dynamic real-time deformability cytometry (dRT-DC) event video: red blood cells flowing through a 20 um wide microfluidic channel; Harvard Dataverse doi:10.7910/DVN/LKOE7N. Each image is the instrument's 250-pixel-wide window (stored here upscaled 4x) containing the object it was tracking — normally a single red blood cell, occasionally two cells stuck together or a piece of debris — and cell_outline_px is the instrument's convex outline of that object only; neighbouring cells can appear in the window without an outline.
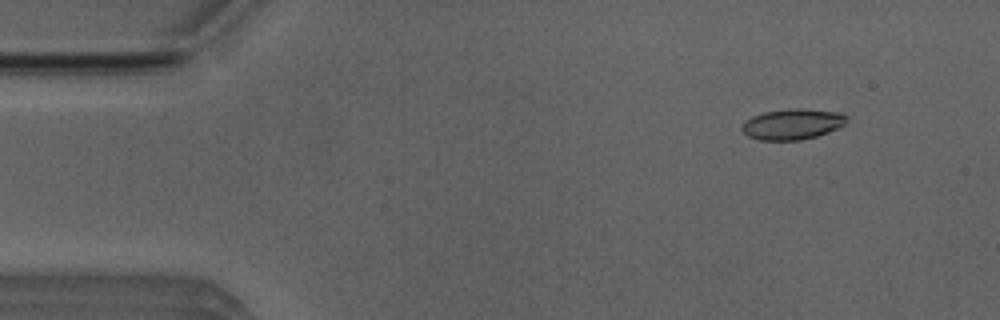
{"species": "Egyptian fruit bat (a non-hibernating species)", "species_latin": "Rousettus aegyptiacus", "temperature_condition": "room temperature", "stored_images_in_passage": 4, "camera_frame_rate_fps": 3000, "um_per_image_px": 0.085, "animal": {"sex": "male"}, "frame": {"image": 1, "passage_image": 4, "time_ms": 4.333, "image_size_px": [1000, 320], "cell_outline_px": [[848, 120], [844, 124], [828, 132], [816, 136], [800, 140], [760, 140], [748, 136], [740, 128], [744, 120], [752, 116], [764, 112], [788, 108], [800, 108], [840, 112], [848, 116]], "centroid_in_image_um": [67.34, 10.54], "position_along_channel_um": 17.7, "area_um2": 18.84}}